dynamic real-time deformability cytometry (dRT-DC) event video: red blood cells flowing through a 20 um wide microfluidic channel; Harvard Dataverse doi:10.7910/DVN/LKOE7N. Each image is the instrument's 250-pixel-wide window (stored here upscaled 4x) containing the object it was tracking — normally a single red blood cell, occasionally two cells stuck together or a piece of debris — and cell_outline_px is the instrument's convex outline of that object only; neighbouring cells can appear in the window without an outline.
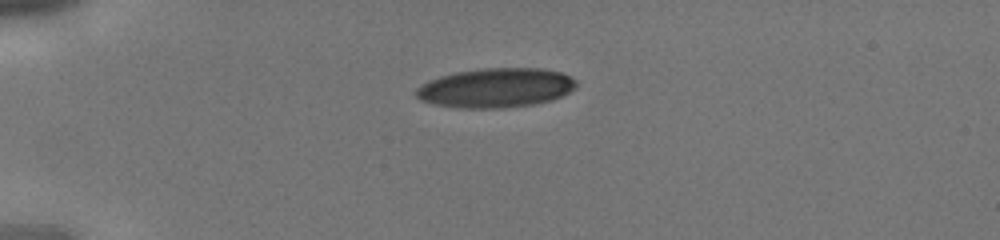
{"species": "human", "species_latin": "Homo sapiens", "temperature_condition": "cold", "stored_images_in_passage": 32, "camera_frame_rate_fps": 3000, "um_per_image_px": 0.085, "donor": {"sex": "male"}, "frame": {"image": 1, "passage_image": 1, "time_ms": 0.0, "image_size_px": [1000, 240], "cell_outline_px": [[576, 84], [568, 92], [552, 100], [532, 104], [504, 108], [460, 108], [432, 104], [420, 100], [416, 96], [416, 88], [428, 80], [440, 76], [456, 72], [484, 68], [540, 68], [560, 72], [576, 80]], "centroid_in_image_um": [42.09, 7.47], "position_along_channel_um": 42.9, "area_um2": 36.65}}
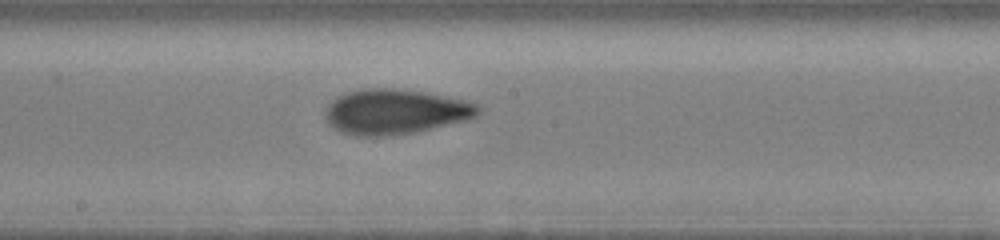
{"frame": {"image": 2, "passage_image": 14, "time_ms": 4.333, "image_size_px": [1000, 240], "cell_outline_px": [[480, 112], [476, 116], [468, 120], [412, 132], [380, 136], [356, 136], [340, 132], [332, 128], [328, 124], [324, 116], [328, 104], [336, 96], [348, 92], [364, 88], [388, 88], [424, 92], [464, 100], [480, 104]], "centroid_in_image_um": [33.56, 9.49], "position_along_channel_um": 214.6, "area_um2": 40.06}}
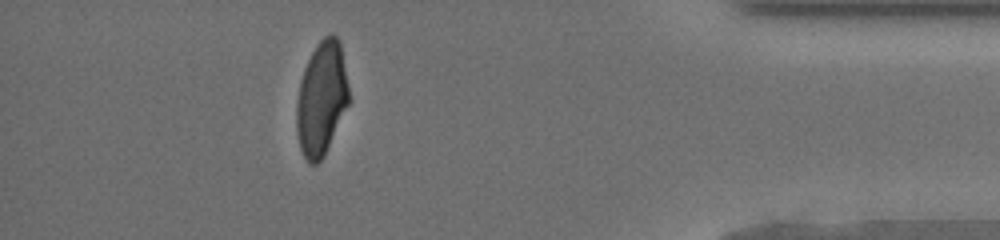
{"frame": {"image": 3, "passage_image": 28, "time_ms": 9.0, "image_size_px": [1000, 240], "cell_outline_px": [[348, 104], [324, 156], [316, 164], [308, 164], [300, 148], [296, 132], [296, 104], [300, 80], [304, 68], [316, 44], [324, 36], [332, 32], [340, 40], [348, 84]], "centroid_in_image_um": [27.31, 8.36], "position_along_channel_um": 407.9, "area_um2": 34.74}}